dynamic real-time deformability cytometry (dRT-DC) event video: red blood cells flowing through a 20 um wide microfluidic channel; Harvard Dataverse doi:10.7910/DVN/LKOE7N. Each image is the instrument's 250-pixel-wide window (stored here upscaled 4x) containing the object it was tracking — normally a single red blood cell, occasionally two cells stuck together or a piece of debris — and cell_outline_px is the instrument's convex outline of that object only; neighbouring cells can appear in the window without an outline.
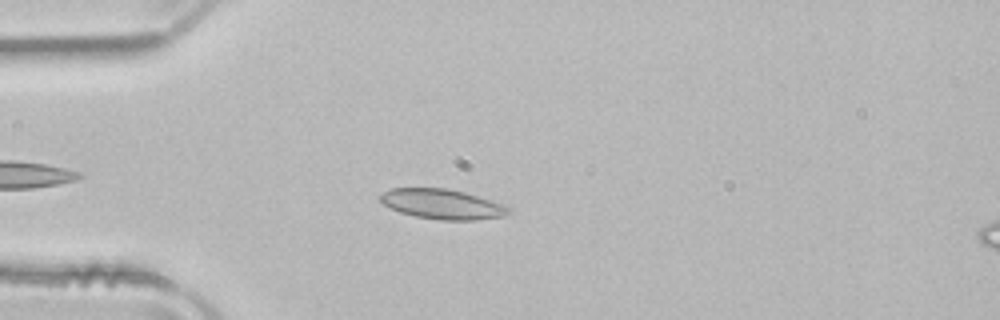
{"species": "common noctule bat (a hibernating species)", "species_latin": "Nyctalus noctula", "temperature_condition": "room temperature", "stored_images_in_passage": 44, "camera_frame_rate_fps": 3000, "um_per_image_px": 0.085, "animal": {"sex": "male", "body_mass_g": 21.5, "forearm_length_mm": 52.0}, "frame": {"image": 1, "passage_image": 6, "time_ms": 1.667, "image_size_px": [1000, 320], "cell_outline_px": [[512, 208], [504, 216], [476, 220], [440, 220], [416, 216], [400, 212], [384, 204], [380, 200], [380, 196], [384, 192], [392, 188], [444, 188], [464, 192]], "centroid_in_image_um": [37.57, 17.35], "position_along_channel_um": 47.4, "area_um2": 21.96}}
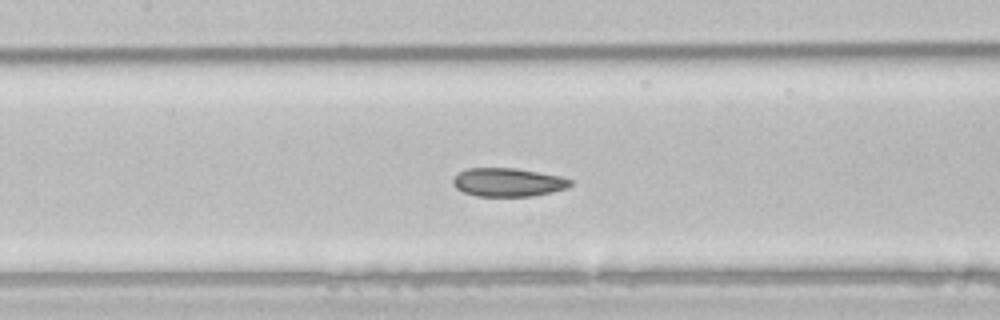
{"frame": {"image": 2, "passage_image": 16, "time_ms": 5.0, "image_size_px": [1000, 320], "cell_outline_px": [[572, 184], [568, 188], [552, 192], [532, 196], [476, 196], [464, 192], [456, 188], [452, 184], [452, 180], [460, 172], [468, 168], [516, 168], [560, 176], [572, 180]], "centroid_in_image_um": [43.19, 15.5], "position_along_channel_um": 164.2, "area_um2": 19.48}}
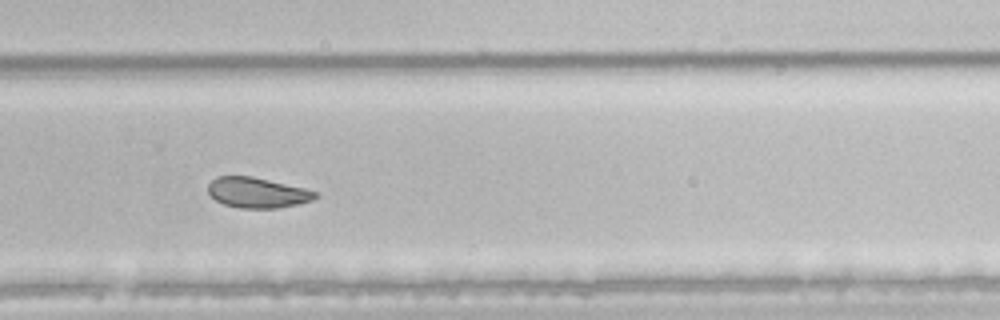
{"frame": {"image": 3, "passage_image": 27, "time_ms": 8.667, "image_size_px": [1000, 320], "cell_outline_px": [[316, 196], [312, 200], [280, 208], [240, 208], [224, 204], [216, 200], [208, 192], [208, 184], [216, 176], [252, 176], [304, 188], [316, 192]], "centroid_in_image_um": [21.83, 16.37], "position_along_channel_um": 308.0, "area_um2": 18.79}, "authors_computed_cell_mechanics": {"area_um2": 20.8947, "velocity_mm_per_s": 3.943, "shape_relaxation_time_tau1_ms": null, "shape_relaxation_time_tau2_ms": 2.2467, "deformation_change_tau1": null, "deformation_change_tau2": 0.0493}}